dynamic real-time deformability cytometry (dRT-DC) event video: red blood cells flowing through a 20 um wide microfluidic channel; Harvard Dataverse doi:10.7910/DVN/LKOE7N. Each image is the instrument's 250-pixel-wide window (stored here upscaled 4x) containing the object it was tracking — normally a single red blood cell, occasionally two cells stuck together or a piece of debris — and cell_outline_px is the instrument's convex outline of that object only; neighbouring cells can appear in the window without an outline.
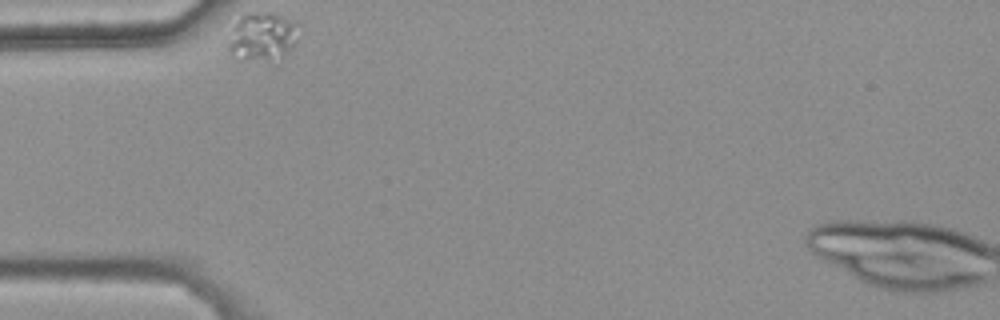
{"species": "common noctule bat (a hibernating species)", "species_latin": "Nyctalus noctula", "temperature_condition": "warm", "stored_images_in_passage": 29, "camera_frame_rate_fps": 3000, "um_per_image_px": 0.085, "animal": {"sex": "female", "body_mass_g": 25.1}, "frame": {"image": 1, "passage_image": 1, "time_ms": 0.0, "image_size_px": [1000, 320], "cell_outline_px": [[296, 40], [284, 56], [268, 60], [244, 56], [232, 52], [228, 48], [228, 44], [232, 28], [240, 12], [272, 12], [296, 20]], "centroid_in_image_um": [22.31, 2.99], "position_along_channel_um": 62.7, "area_um2": 19.31}}
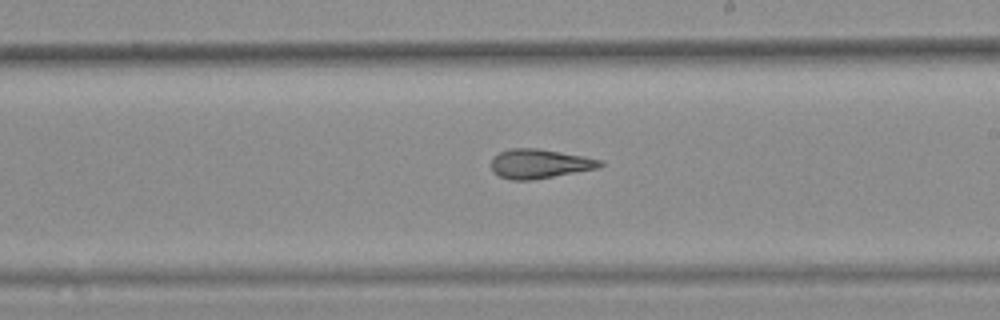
{"frame": {"image": 2, "passage_image": 12, "time_ms": 3.667, "image_size_px": [1000, 320], "cell_outline_px": [[604, 164], [600, 168], [532, 180], [512, 180], [500, 176], [492, 168], [492, 160], [500, 152], [508, 148], [540, 148], [584, 156], [604, 160]], "centroid_in_image_um": [45.93, 13.91], "position_along_channel_um": 243.1, "area_um2": 18.61}}
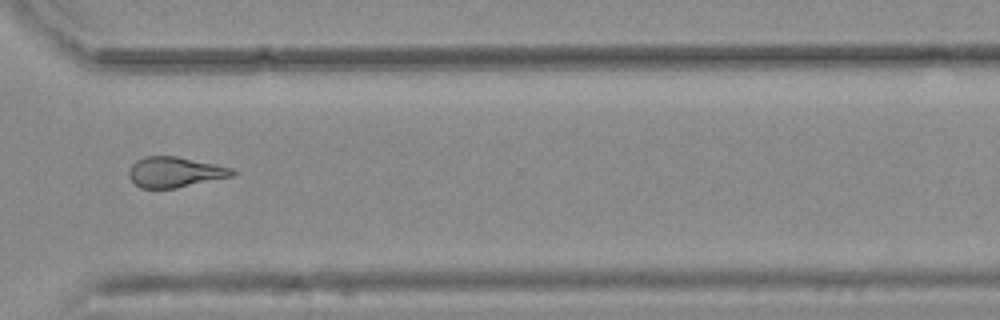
{"frame": {"image": 3, "passage_image": 21, "time_ms": 6.667, "image_size_px": [1000, 320], "cell_outline_px": [[236, 172], [232, 176], [176, 188], [140, 188], [128, 176], [128, 172], [132, 164], [136, 160], [144, 156], [176, 156], [232, 168]], "centroid_in_image_um": [14.83, 14.63], "position_along_channel_um": 355.8, "area_um2": 18.15}, "authors_computed_cell_mechanics": {"area_um2": 18.2648, "velocity_mm_per_s": 3.7361, "shape_relaxation_time_tau1_ms": null, "shape_relaxation_time_tau2_ms": 1.996, "deformation_change_tau1": null, "deformation_change_tau2": 0.081}}